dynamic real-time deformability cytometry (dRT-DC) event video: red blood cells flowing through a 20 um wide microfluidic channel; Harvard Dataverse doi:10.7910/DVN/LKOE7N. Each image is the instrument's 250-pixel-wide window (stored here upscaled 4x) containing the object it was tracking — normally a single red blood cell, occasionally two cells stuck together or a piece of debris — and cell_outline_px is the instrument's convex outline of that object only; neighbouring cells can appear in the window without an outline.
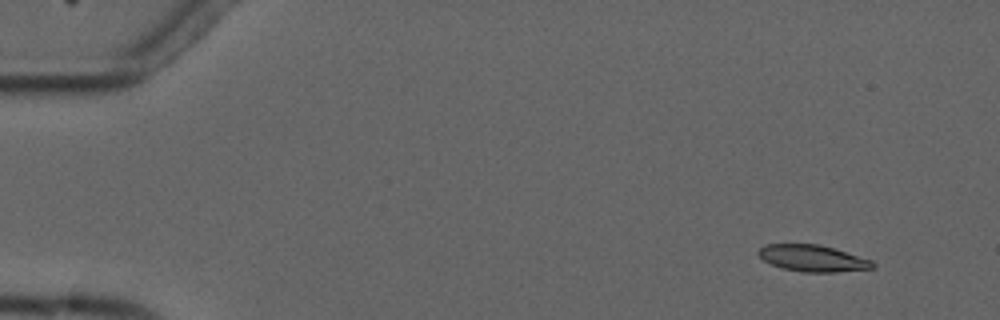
{"species": "common noctule bat (a hibernating species)", "species_latin": "Nyctalus noctula", "temperature_condition": "cold", "stored_images_in_passage": 4, "camera_frame_rate_fps": 3000, "um_per_image_px": 0.085, "animal": {"sex": "male", "forearm_length_mm": 52.5}, "frame": {"image": 1, "passage_image": 1, "time_ms": 0.0, "image_size_px": [1000, 320], "cell_outline_px": [[876, 264], [872, 268], [836, 272], [804, 272], [784, 268], [772, 264], [764, 260], [756, 252], [764, 244], [820, 244], [872, 260]], "centroid_in_image_um": [69.07, 21.94], "position_along_channel_um": 15.9, "area_um2": 17.51}}